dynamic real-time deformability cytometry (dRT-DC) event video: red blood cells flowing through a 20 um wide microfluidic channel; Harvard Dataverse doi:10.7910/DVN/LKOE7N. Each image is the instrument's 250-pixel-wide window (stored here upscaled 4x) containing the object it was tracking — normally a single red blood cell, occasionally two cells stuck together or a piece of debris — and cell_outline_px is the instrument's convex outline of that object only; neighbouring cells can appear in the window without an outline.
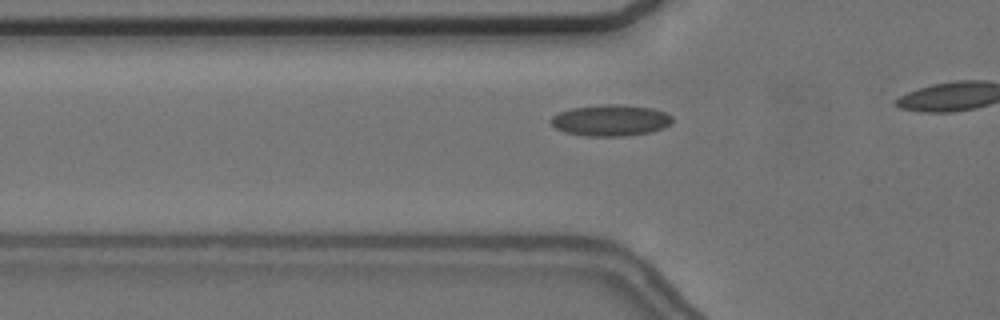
{"species": "common noctule bat (a hibernating species)", "species_latin": "Nyctalus noctula", "temperature_condition": "cold", "stored_images_in_passage": 10, "camera_frame_rate_fps": 3000, "um_per_image_px": 0.085, "animal": {"sex": "female", "body_mass_g": 24.6, "forearm_length_mm": 56.2}, "frame": {"image": 1, "passage_image": 4, "time_ms": 1.0, "image_size_px": [1000, 320], "cell_outline_px": [[672, 124], [664, 128], [652, 132], [624, 136], [584, 136], [564, 132], [556, 128], [552, 124], [552, 116], [560, 112], [572, 108], [604, 104], [616, 104], [652, 108], [664, 112], [672, 116]], "centroid_in_image_um": [51.93, 10.24], "position_along_channel_um": 73.9, "area_um2": 22.14}}
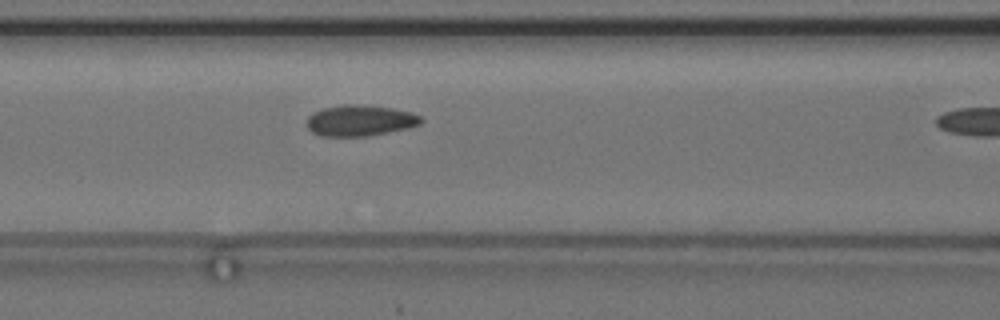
{"frame": {"image": 2, "passage_image": 9, "time_ms": 2.667, "image_size_px": [1000, 320], "cell_outline_px": [[424, 120], [420, 124], [408, 128], [368, 136], [320, 136], [312, 132], [308, 128], [308, 116], [312, 112], [324, 108], [344, 104], [356, 104], [392, 108], [412, 112], [420, 116]], "centroid_in_image_um": [30.61, 10.24], "position_along_channel_um": 136.0, "area_um2": 20.63}}